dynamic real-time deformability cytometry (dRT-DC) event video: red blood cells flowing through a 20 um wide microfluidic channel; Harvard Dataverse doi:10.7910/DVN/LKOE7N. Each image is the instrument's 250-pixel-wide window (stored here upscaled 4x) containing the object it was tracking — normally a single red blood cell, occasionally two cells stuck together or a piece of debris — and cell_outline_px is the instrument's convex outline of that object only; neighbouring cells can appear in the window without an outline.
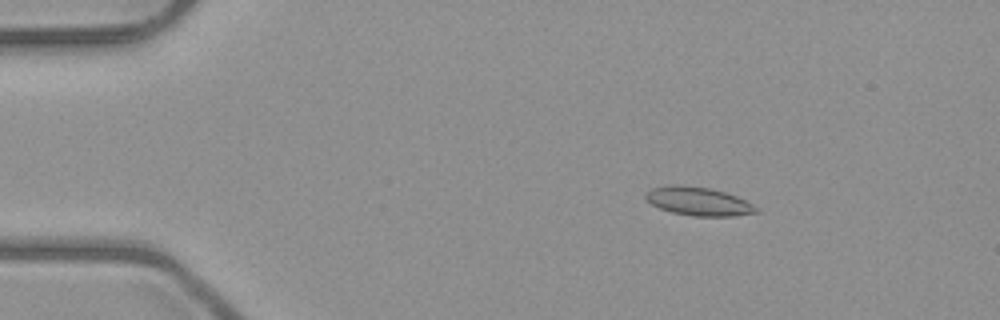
{"species": "common noctule bat (a hibernating species)", "species_latin": "Nyctalus noctula", "temperature_condition": "room temperature", "stored_images_in_passage": 6, "camera_frame_rate_fps": 3000, "um_per_image_px": 0.085, "animal": {"sex": "male", "body_mass_g": 23.1, "forearm_length_mm": 52.7}, "frame": {"image": 1, "passage_image": 3, "time_ms": 2.0, "image_size_px": [1000, 320], "cell_outline_px": [[760, 212], [732, 216], [692, 216], [672, 212], [660, 208], [652, 204], [644, 196], [644, 192], [652, 188], [680, 184], [712, 188], [736, 196], [760, 208]], "centroid_in_image_um": [59.38, 17.11], "position_along_channel_um": 25.6, "area_um2": 18.38}}
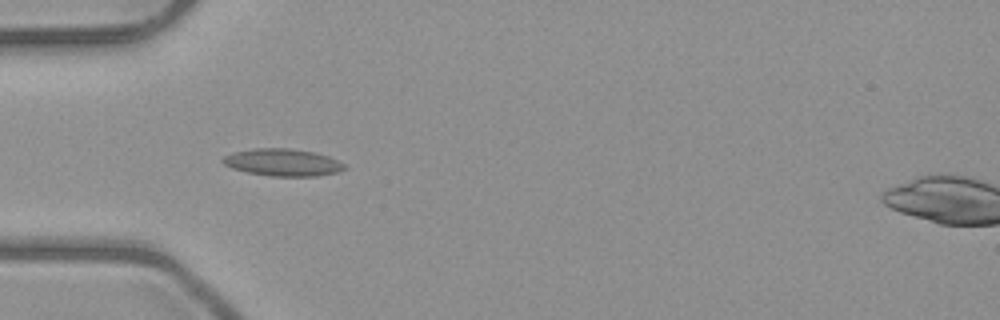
{"frame": {"image": 2, "passage_image": 5, "time_ms": 4.667, "image_size_px": [1000, 320], "cell_outline_px": [[344, 168], [336, 172], [316, 176], [272, 176], [248, 172], [232, 168], [224, 164], [220, 160], [224, 156], [232, 152], [252, 148], [288, 148], [316, 152], [328, 156], [344, 164]], "centroid_in_image_um": [23.98, 13.79], "position_along_channel_um": 61.0, "area_um2": 19.19}}
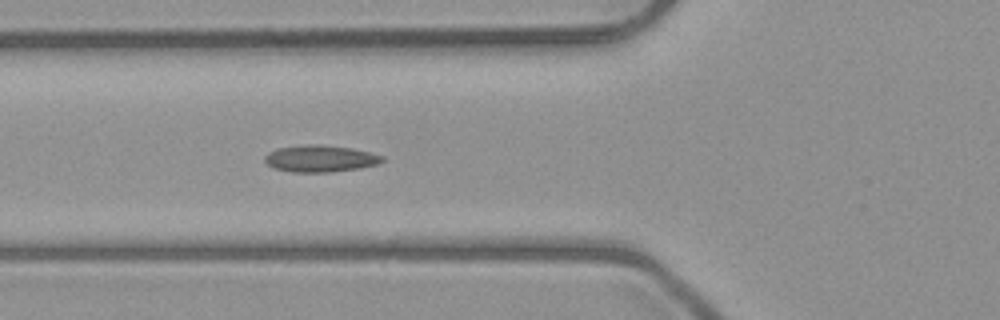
{"frame": {"image": 3, "passage_image": 6, "time_ms": 5.667, "image_size_px": [1000, 320], "cell_outline_px": [[384, 160], [380, 164], [360, 168], [328, 172], [292, 172], [272, 168], [264, 160], [264, 156], [268, 152], [276, 148], [312, 144], [320, 144], [352, 148], [384, 156]], "centroid_in_image_um": [27.21, 13.48], "position_along_channel_um": 98.6, "area_um2": 18.44}}